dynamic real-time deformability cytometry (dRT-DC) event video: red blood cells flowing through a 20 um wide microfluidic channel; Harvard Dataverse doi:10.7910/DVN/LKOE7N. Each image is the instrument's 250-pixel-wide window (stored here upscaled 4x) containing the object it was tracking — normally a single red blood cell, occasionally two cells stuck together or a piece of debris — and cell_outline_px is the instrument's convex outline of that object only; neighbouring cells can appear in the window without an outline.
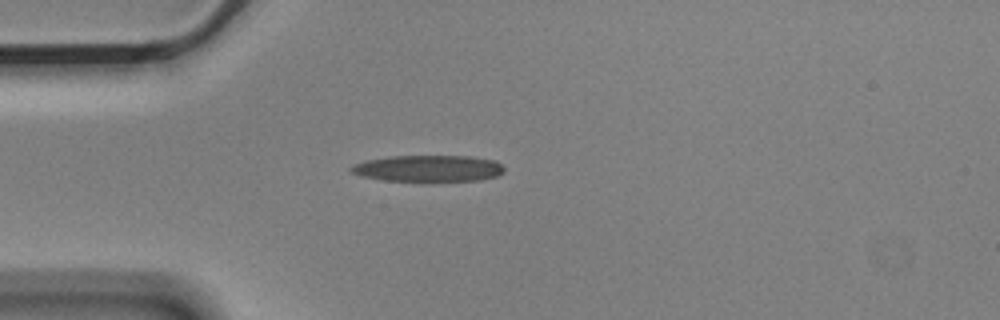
{"species": "Egyptian fruit bat (a non-hibernating species)", "species_latin": "Rousettus aegyptiacus", "temperature_condition": "cold", "stored_images_in_passage": 2, "camera_frame_rate_fps": 3000, "um_per_image_px": 0.085, "animal": {"sex": "male"}, "frame": {"image": 1, "passage_image": 1, "time_ms": 0.0, "image_size_px": [1000, 320], "cell_outline_px": [[504, 172], [496, 176], [480, 180], [432, 184], [420, 184], [384, 180], [360, 176], [352, 172], [348, 168], [352, 164], [364, 160], [388, 156], [468, 156], [492, 160], [500, 164], [504, 168]], "centroid_in_image_um": [36.35, 14.37], "position_along_channel_um": 48.6, "area_um2": 24.91}}